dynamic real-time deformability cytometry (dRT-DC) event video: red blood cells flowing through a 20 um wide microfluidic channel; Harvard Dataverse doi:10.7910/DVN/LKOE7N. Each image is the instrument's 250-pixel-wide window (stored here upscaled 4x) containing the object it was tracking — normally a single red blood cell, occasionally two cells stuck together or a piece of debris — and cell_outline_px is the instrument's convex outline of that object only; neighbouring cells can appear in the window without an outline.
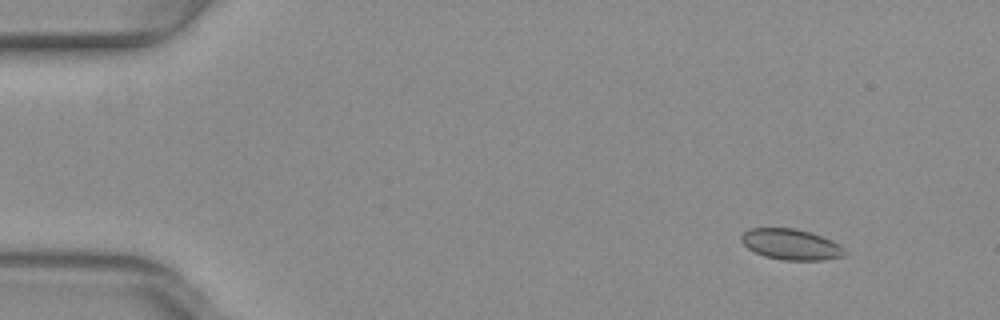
{"species": "common noctule bat (a hibernating species)", "species_latin": "Nyctalus noctula", "temperature_condition": "warm", "stored_images_in_passage": 48, "camera_frame_rate_fps": 3000, "um_per_image_px": 0.085, "animal": {"sex": "female", "body_mass_g": 29.2, "forearm_length_mm": 56.3}, "frame": {"image": 1, "passage_image": 1, "time_ms": 0.0, "image_size_px": [1000, 320], "cell_outline_px": [[844, 256], [824, 260], [784, 260], [764, 256], [748, 248], [740, 240], [740, 236], [748, 228], [796, 228], [812, 232], [832, 240], [840, 244], [844, 248]], "centroid_in_image_um": [67.24, 20.76], "position_along_channel_um": 17.8, "area_um2": 18.67}}
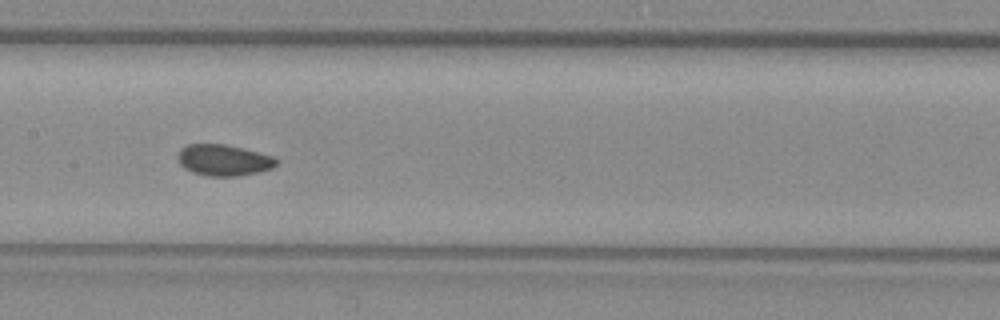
{"frame": {"image": 2, "passage_image": 22, "time_ms": 7.0, "image_size_px": [1000, 320], "cell_outline_px": [[280, 160], [272, 168], [256, 172], [236, 176], [208, 176], [192, 172], [184, 168], [176, 160], [176, 156], [180, 148], [188, 144], [224, 144], [272, 156]], "centroid_in_image_um": [18.95, 13.61], "position_along_channel_um": 188.5, "area_um2": 17.86}}
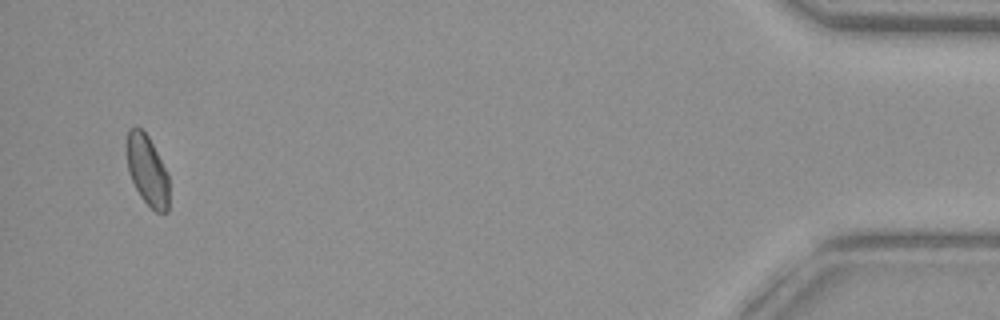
{"frame": {"image": 3, "passage_image": 46, "time_ms": 15.0, "image_size_px": [1000, 320], "cell_outline_px": [[168, 212], [156, 212], [140, 196], [128, 172], [124, 144], [128, 128], [140, 128], [148, 136], [168, 172]], "centroid_in_image_um": [12.48, 14.43], "position_along_channel_um": 422.7, "area_um2": 17.57}, "authors_computed_cell_mechanics": {"area_um2": 18.1203, "velocity_mm_per_s": 3.9852, "shape_relaxation_time_tau1_ms": null, "shape_relaxation_time_tau2_ms": 2.307, "deformation_change_tau1": null, "deformation_change_tau2": 0.0503}}